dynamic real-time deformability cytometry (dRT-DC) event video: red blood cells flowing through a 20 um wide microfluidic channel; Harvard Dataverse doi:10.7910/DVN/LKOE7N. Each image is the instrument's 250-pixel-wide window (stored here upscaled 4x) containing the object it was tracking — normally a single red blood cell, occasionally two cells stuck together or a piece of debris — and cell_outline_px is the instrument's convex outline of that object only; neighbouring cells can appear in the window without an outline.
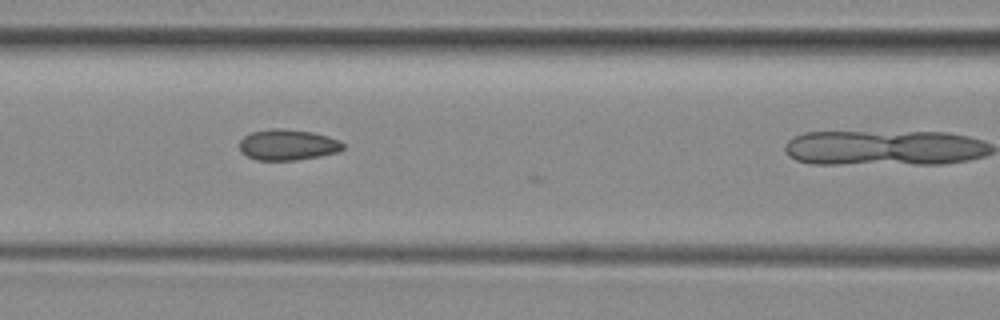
{"species": "common noctule bat (a hibernating species)", "species_latin": "Nyctalus noctula", "temperature_condition": "room temperature", "stored_images_in_passage": 7, "segment_of_instrument_passage": [2, 2], "camera_frame_rate_fps": 3000, "um_per_image_px": 0.085, "animal": {"sex": "female", "body_mass_g": 29.2, "forearm_length_mm": 56.3}, "frame": {"image": 1, "passage_image": 4, "time_ms": 1.0, "image_size_px": [1000, 320], "cell_outline_px": [[344, 148], [336, 152], [320, 156], [296, 160], [256, 160], [240, 152], [240, 140], [244, 136], [252, 132], [272, 128], [284, 128], [312, 132], [328, 136], [340, 140], [344, 144]], "centroid_in_image_um": [24.45, 12.3], "position_along_channel_um": 142.1, "area_um2": 18.67}}